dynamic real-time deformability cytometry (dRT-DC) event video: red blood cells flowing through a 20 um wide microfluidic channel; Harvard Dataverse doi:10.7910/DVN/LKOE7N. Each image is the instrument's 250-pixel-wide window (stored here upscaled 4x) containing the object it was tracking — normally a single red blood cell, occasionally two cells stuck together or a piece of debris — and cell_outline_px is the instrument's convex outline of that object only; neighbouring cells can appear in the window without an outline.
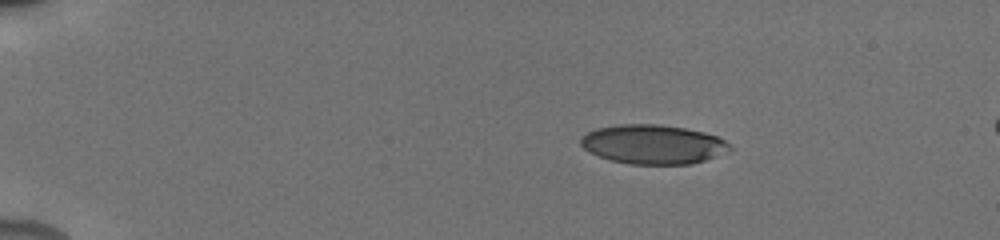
{"species": "human", "species_latin": "Homo sapiens", "temperature_condition": "cold", "stored_images_in_passage": 9, "camera_frame_rate_fps": 3000, "um_per_image_px": 0.085, "donor": {"sex": "male"}, "frame": {"image": 1, "passage_image": 1, "time_ms": 0.0, "image_size_px": [1000, 240], "cell_outline_px": [[732, 148], [716, 156], [692, 164], [628, 164], [612, 160], [588, 152], [580, 144], [580, 140], [588, 132], [596, 128], [620, 124], [660, 124], [684, 128], [704, 132], [716, 136], [724, 140]], "centroid_in_image_um": [55.49, 12.26], "position_along_channel_um": 29.5, "area_um2": 33.87}}